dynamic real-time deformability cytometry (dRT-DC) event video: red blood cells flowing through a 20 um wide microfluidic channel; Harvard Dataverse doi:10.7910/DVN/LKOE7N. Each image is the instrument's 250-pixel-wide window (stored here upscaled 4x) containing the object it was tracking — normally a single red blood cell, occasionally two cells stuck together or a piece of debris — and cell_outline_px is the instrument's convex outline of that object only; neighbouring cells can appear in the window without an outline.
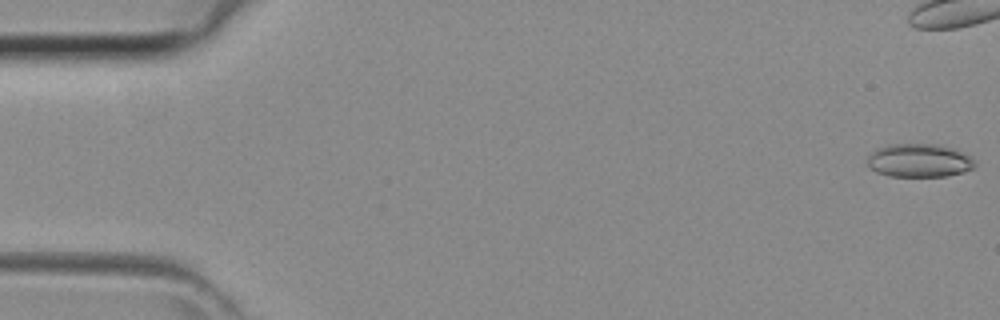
{"species": "common noctule bat (a hibernating species)", "species_latin": "Nyctalus noctula", "temperature_condition": "room temperature", "stored_images_in_passage": 34, "camera_frame_rate_fps": 3000, "um_per_image_px": 0.085, "animal": {"sex": "female", "body_mass_g": 29.2, "forearm_length_mm": 56.3}, "frame": {"image": 1, "passage_image": 1, "time_ms": 0.0, "image_size_px": [1000, 320], "cell_outline_px": [[976, 164], [972, 168], [964, 172], [948, 176], [888, 176], [876, 172], [868, 164], [868, 156], [876, 148], [888, 144], [940, 144], [956, 148], [972, 156], [976, 160]], "centroid_in_image_um": [78.19, 13.63], "position_along_channel_um": 6.8, "area_um2": 21.27}}
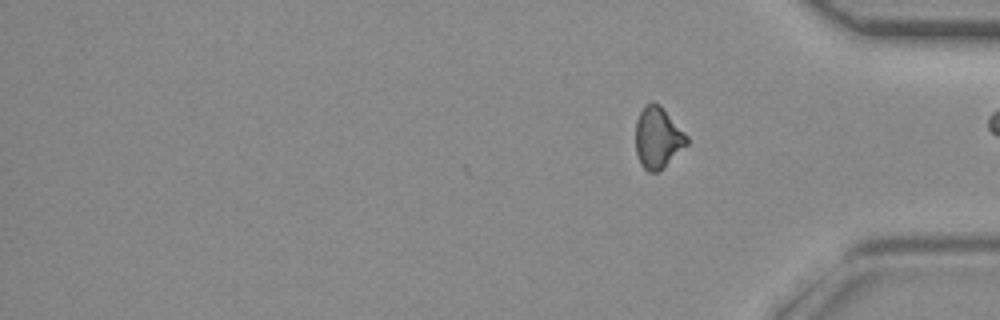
{"frame": {"image": 2, "passage_image": 34, "time_ms": 11.0, "image_size_px": [1000, 320], "cell_outline_px": [[688, 144], [660, 172], [648, 172], [640, 164], [636, 152], [636, 120], [644, 104], [652, 100], [660, 104], [688, 136]], "centroid_in_image_um": [55.91, 11.7], "position_along_channel_um": 379.3, "area_um2": 18.61}}